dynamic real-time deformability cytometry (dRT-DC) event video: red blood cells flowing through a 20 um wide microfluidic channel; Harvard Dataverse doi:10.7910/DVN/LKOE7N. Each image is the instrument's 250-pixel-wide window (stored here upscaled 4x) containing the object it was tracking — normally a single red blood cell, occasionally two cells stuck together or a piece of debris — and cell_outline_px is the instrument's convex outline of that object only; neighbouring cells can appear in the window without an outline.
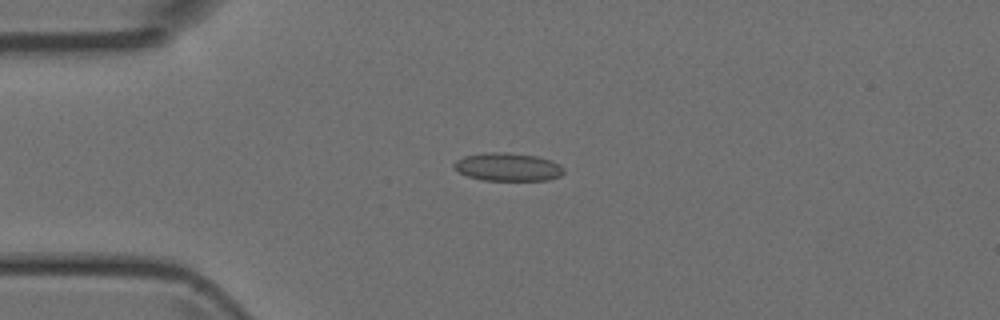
{"species": "Egyptian fruit bat (a non-hibernating species)", "species_latin": "Rousettus aegyptiacus", "temperature_condition": "room temperature", "stored_images_in_passage": 5, "camera_frame_rate_fps": 3000, "um_per_image_px": 0.085, "animal": {"sex": "female"}, "frame": {"image": 1, "passage_image": 4, "time_ms": 3.667, "image_size_px": [1000, 320], "cell_outline_px": [[564, 172], [560, 176], [548, 180], [484, 180], [468, 176], [460, 172], [452, 164], [456, 160], [464, 156], [484, 152], [504, 152], [536, 156], [552, 160], [560, 164], [564, 168]], "centroid_in_image_um": [43.19, 14.18], "position_along_channel_um": 41.8, "area_um2": 17.98}}